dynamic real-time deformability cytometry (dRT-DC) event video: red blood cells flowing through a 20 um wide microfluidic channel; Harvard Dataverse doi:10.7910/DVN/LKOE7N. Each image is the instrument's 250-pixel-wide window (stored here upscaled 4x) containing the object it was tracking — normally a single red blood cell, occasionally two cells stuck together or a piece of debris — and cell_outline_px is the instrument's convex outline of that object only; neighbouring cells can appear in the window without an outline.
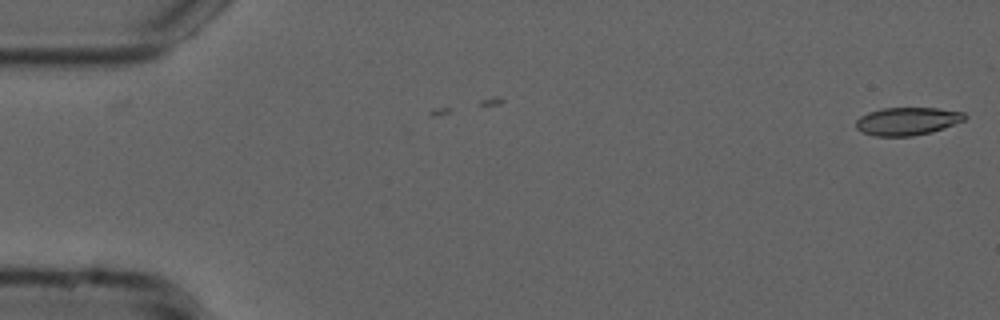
{"species": "common noctule bat (a hibernating species)", "species_latin": "Nyctalus noctula", "temperature_condition": "cold", "stored_images_in_passage": 6, "camera_frame_rate_fps": 3000, "um_per_image_px": 0.085, "animal": {"sex": "male", "forearm_length_mm": 52.5}, "frame": {"image": 1, "passage_image": 6, "time_ms": 1.667, "image_size_px": [1000, 320], "cell_outline_px": [[968, 116], [964, 120], [932, 132], [912, 136], [876, 136], [860, 132], [856, 128], [856, 120], [860, 116], [868, 112], [884, 108], [936, 108], [964, 112]], "centroid_in_image_um": [77.1, 10.3], "position_along_channel_um": 7.9, "area_um2": 17.69}}